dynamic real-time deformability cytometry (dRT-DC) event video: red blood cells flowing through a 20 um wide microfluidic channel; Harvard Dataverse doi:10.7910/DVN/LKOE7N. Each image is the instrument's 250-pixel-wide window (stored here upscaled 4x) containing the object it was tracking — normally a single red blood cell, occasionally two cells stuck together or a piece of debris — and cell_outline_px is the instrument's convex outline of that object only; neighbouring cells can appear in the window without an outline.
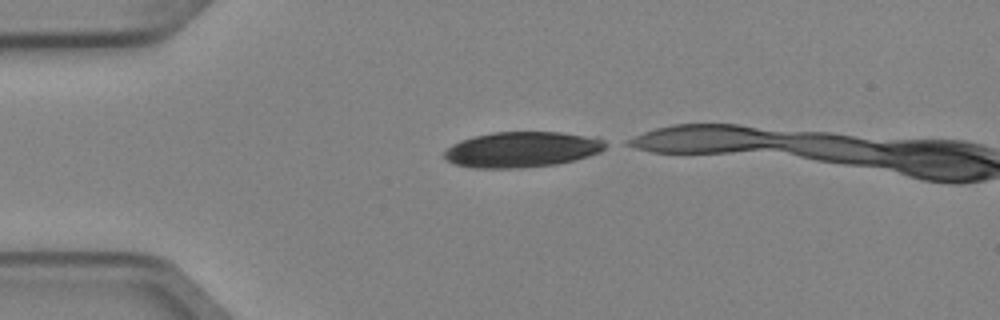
{"species": "Egyptian fruit bat (a non-hibernating species)", "species_latin": "Rousettus aegyptiacus", "temperature_condition": "cold", "stored_images_in_passage": 3, "camera_frame_rate_fps": 3000, "um_per_image_px": 0.085, "animal": {"sex": "female"}, "frame": {"image": 1, "passage_image": 1, "time_ms": 0.0, "image_size_px": [1000, 320], "cell_outline_px": [[612, 144], [600, 152], [588, 156], [556, 164], [520, 168], [472, 168], [456, 164], [448, 160], [444, 156], [444, 152], [452, 144], [460, 140], [476, 136], [496, 132], [560, 132], [596, 136]], "centroid_in_image_um": [44.44, 12.7], "position_along_channel_um": 40.6, "area_um2": 33.58}}